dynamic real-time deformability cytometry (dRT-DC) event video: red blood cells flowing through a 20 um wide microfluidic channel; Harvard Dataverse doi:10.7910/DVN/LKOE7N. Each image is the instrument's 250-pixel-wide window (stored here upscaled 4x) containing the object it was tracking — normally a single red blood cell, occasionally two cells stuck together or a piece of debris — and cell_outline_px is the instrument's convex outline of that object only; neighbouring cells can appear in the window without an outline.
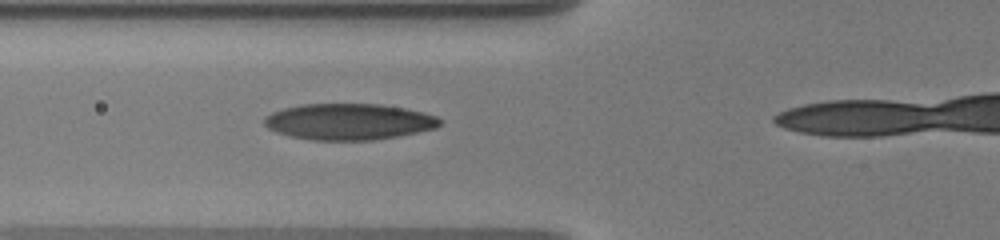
{"species": "human", "species_latin": "Homo sapiens", "temperature_condition": "warm", "stored_images_in_passage": 5, "segment_of_instrument_passage": [1, 2], "camera_frame_rate_fps": 3000, "um_per_image_px": 0.085, "donor": {"sex": "male"}, "frame": {"image": 1, "passage_image": 4, "time_ms": 3.667, "image_size_px": [1000, 240], "cell_outline_px": [[444, 120], [436, 128], [396, 136], [372, 140], [312, 140], [292, 136], [276, 132], [268, 128], [264, 124], [264, 116], [272, 112], [284, 108], [300, 104], [380, 104], [404, 108], [424, 112], [436, 116]], "centroid_in_image_um": [29.65, 10.33], "position_along_channel_um": 96.2, "area_um2": 37.05}}